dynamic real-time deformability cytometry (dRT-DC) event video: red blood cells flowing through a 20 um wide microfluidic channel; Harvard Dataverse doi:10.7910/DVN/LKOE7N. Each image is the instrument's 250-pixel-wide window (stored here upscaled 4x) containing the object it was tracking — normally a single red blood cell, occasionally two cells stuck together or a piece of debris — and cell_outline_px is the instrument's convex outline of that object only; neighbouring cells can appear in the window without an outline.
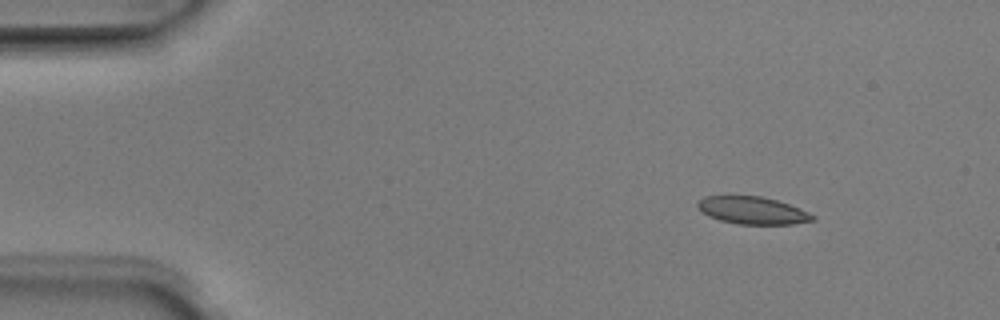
{"species": "Egyptian fruit bat (a non-hibernating species)", "species_latin": "Rousettus aegyptiacus", "temperature_condition": "room temperature", "stored_images_in_passage": 4, "camera_frame_rate_fps": 3000, "um_per_image_px": 0.085, "animal": {"sex": "male"}, "frame": {"image": 1, "passage_image": 2, "time_ms": 0.333, "image_size_px": [1000, 320], "cell_outline_px": [[816, 220], [792, 224], [736, 224], [720, 220], [708, 216], [696, 208], [696, 204], [704, 196], [732, 192], [760, 196], [776, 200], [800, 208], [816, 216]], "centroid_in_image_um": [63.88, 17.83], "position_along_channel_um": 21.1, "area_um2": 19.25}}